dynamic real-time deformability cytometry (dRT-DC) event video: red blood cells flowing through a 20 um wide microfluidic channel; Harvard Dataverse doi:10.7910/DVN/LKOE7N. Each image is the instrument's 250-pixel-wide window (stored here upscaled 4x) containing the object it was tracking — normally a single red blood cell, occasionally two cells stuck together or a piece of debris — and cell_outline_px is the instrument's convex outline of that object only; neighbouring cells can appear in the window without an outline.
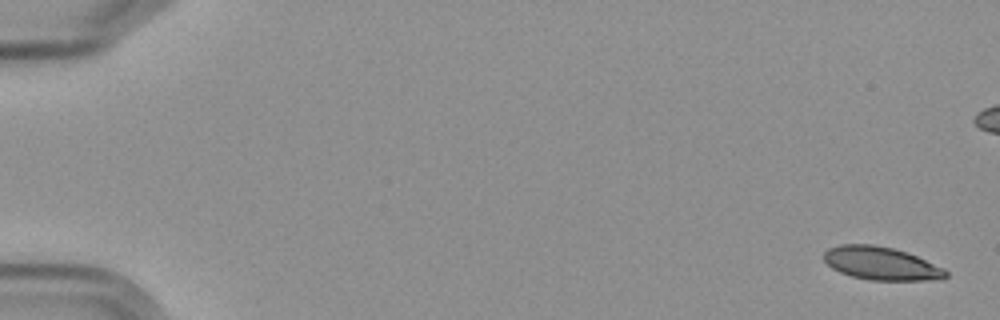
{"species": "Egyptian fruit bat (a non-hibernating species)", "species_latin": "Rousettus aegyptiacus", "temperature_condition": "cold", "stored_images_in_passage": 6, "camera_frame_rate_fps": 3000, "um_per_image_px": 0.085, "frame": {"image": 1, "passage_image": 1, "time_ms": 0.0, "image_size_px": [1000, 320], "cell_outline_px": [[948, 276], [944, 280], [868, 280], [852, 276], [840, 272], [832, 268], [824, 260], [824, 252], [828, 248], [840, 244], [872, 244], [892, 248], [908, 252], [944, 268], [948, 272]], "centroid_in_image_um": [74.93, 22.39], "position_along_channel_um": 10.1, "area_um2": 23.7}}